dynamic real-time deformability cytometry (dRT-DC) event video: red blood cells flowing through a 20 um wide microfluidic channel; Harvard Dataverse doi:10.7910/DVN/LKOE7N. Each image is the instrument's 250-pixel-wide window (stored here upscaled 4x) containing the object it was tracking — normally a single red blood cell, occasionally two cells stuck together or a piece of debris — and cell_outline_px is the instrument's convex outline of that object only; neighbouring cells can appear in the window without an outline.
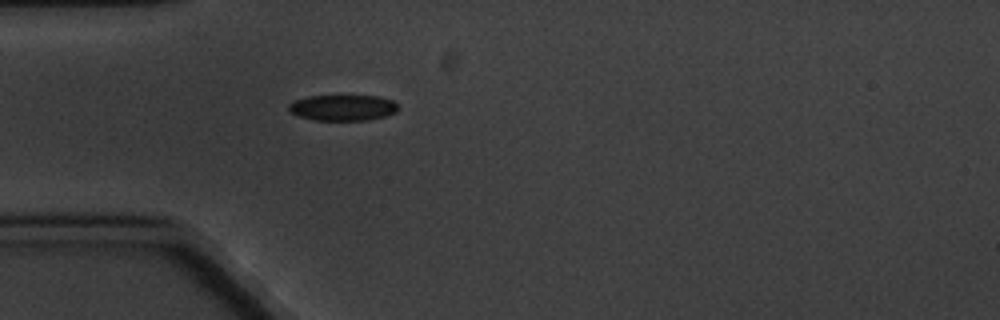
{"species": "common noctule bat (a hibernating species)", "species_latin": "Nyctalus noctula", "temperature_condition": "cold", "stored_images_in_passage": 6, "camera_frame_rate_fps": 3000, "um_per_image_px": 0.085, "animal": {"sex": "male", "body_mass_g": 20.1, "forearm_length_mm": 53.5}, "frame": {"image": 1, "passage_image": 6, "time_ms": 5.667, "image_size_px": [1000, 320], "cell_outline_px": [[396, 112], [384, 116], [368, 120], [312, 120], [288, 112], [288, 104], [296, 100], [308, 96], [376, 96], [392, 100], [396, 104]], "centroid_in_image_um": [29.09, 9.16], "position_along_channel_um": 55.9, "area_um2": 16.36}}